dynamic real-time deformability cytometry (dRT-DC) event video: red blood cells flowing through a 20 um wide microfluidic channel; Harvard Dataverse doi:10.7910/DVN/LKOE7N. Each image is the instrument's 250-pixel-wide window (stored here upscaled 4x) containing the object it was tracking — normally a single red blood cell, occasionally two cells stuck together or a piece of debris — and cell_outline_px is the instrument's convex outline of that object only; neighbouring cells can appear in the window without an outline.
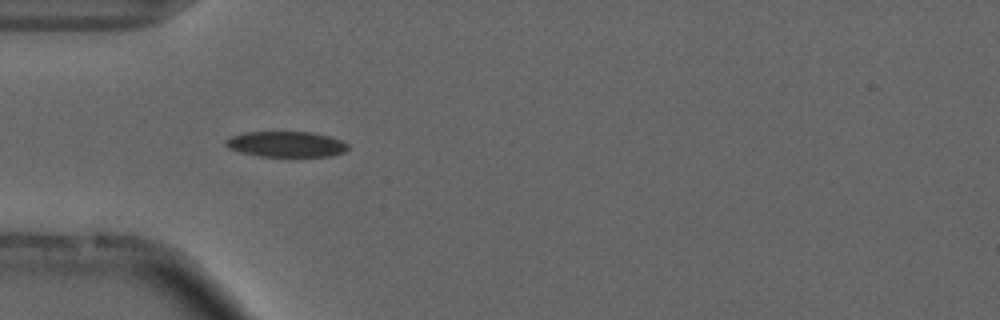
{"species": "common noctule bat (a hibernating species)", "species_latin": "Nyctalus noctula", "temperature_condition": "cold", "stored_images_in_passage": 38, "camera_frame_rate_fps": 3000, "um_per_image_px": 0.085, "animal": {"sex": "male", "forearm_length_mm": 52.5}, "frame": {"image": 1, "passage_image": 6, "time_ms": 1.667, "image_size_px": [1000, 320], "cell_outline_px": [[348, 148], [344, 152], [332, 156], [260, 156], [240, 152], [228, 148], [224, 144], [224, 140], [232, 136], [244, 132], [312, 132], [328, 136], [340, 140], [348, 144]], "centroid_in_image_um": [24.3, 12.25], "position_along_channel_um": 60.7, "area_um2": 18.21}, "authors_computed_cell_mechanics": {"area_um2": 18.0914, "velocity_mm_per_s": 3.7167, "shape_relaxation_time_tau1_ms": 5.2645, "shape_relaxation_time_tau2_ms": 3.6557, "deformation_change_tau1": 0.1308, "deformation_change_tau2": 0.1065}}